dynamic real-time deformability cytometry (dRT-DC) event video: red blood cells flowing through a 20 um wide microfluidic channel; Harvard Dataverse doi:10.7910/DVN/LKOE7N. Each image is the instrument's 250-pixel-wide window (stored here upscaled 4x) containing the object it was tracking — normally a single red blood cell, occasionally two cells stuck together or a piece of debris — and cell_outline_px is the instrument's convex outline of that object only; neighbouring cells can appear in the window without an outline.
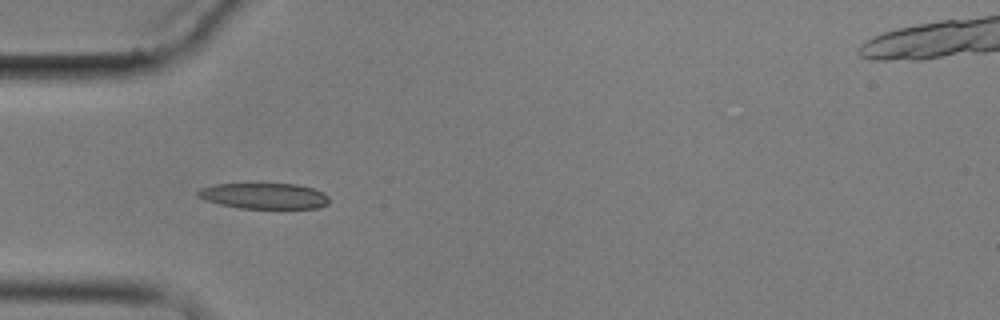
{"species": "common noctule bat (a hibernating species)", "species_latin": "Nyctalus noctula", "temperature_condition": "cold", "stored_images_in_passage": 1, "camera_frame_rate_fps": 3000, "um_per_image_px": 0.085, "animal": {"sex": "male", "body_mass_g": 17.9}, "frame": {"image": 1, "passage_image": 1, "time_ms": 0.0, "image_size_px": [1000, 320], "cell_outline_px": [[328, 204], [316, 208], [240, 208], [220, 204], [204, 200], [196, 196], [196, 192], [200, 188], [216, 184], [296, 184], [312, 188], [324, 192], [328, 196]], "centroid_in_image_um": [22.43, 16.65], "position_along_channel_um": 62.6, "area_um2": 19.71}}